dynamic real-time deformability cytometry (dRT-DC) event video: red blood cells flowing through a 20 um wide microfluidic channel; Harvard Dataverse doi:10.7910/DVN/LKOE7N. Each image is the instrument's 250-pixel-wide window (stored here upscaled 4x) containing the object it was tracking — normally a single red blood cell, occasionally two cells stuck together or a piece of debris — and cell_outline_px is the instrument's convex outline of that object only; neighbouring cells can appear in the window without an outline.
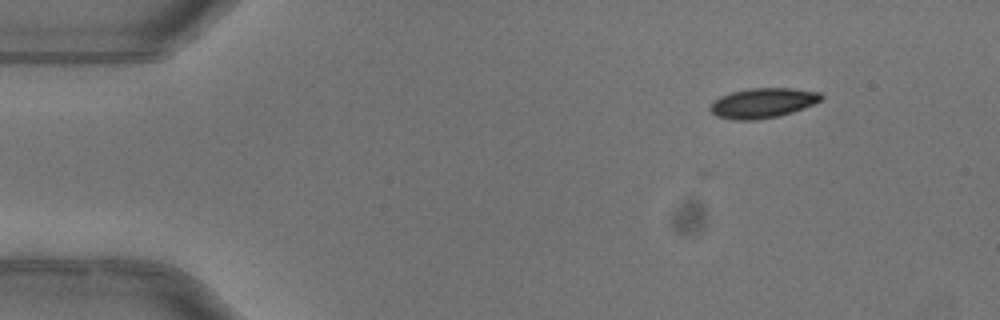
{"species": "common noctule bat (a hibernating species)", "species_latin": "Nyctalus noctula", "temperature_condition": "warm", "stored_images_in_passage": 6, "camera_frame_rate_fps": 3000, "um_per_image_px": 0.085, "animal": {"sex": "female"}, "frame": {"image": 1, "passage_image": 2, "time_ms": 0.333, "image_size_px": [1000, 320], "cell_outline_px": [[824, 96], [820, 100], [812, 104], [792, 112], [776, 116], [752, 120], [732, 120], [716, 116], [708, 108], [720, 96], [732, 92], [748, 88], [792, 88], [820, 92]], "centroid_in_image_um": [64.82, 8.74], "position_along_channel_um": 20.2, "area_um2": 19.13}}
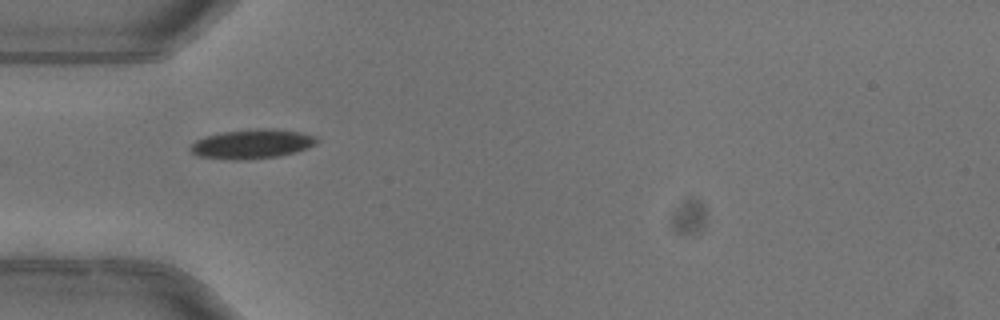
{"frame": {"image": 2, "passage_image": 4, "time_ms": 1.0, "image_size_px": [1000, 320], "cell_outline_px": [[316, 140], [312, 144], [304, 148], [292, 152], [276, 156], [244, 160], [232, 160], [196, 156], [188, 148], [196, 140], [220, 132], [256, 128], [272, 128], [300, 132], [312, 136]], "centroid_in_image_um": [21.31, 12.23], "position_along_channel_um": 63.7, "area_um2": 21.21}}